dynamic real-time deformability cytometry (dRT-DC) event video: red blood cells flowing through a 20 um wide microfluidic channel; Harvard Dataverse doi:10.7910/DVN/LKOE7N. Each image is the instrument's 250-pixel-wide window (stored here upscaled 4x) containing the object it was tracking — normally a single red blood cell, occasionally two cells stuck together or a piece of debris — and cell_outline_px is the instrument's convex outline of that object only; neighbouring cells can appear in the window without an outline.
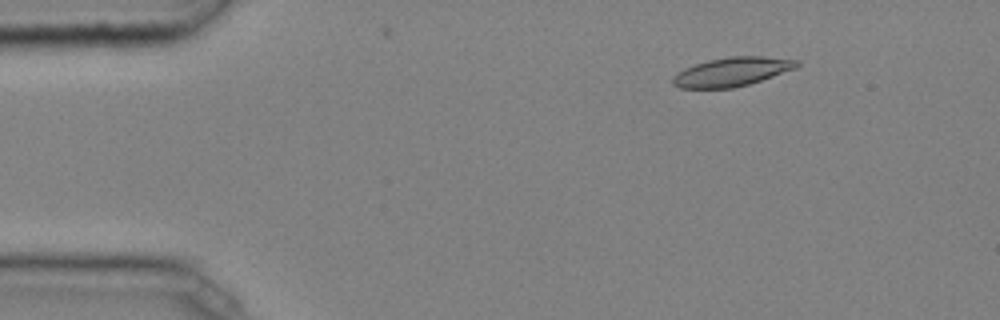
{"species": "common noctule bat (a hibernating species)", "species_latin": "Nyctalus noctula", "temperature_condition": "cold", "stored_images_in_passage": 4, "camera_frame_rate_fps": 3000, "um_per_image_px": 0.085, "animal": {"sex": "male", "body_mass_g": 20.4}, "frame": {"image": 1, "passage_image": 2, "time_ms": 0.333, "image_size_px": [1000, 320], "cell_outline_px": [[800, 64], [796, 68], [748, 84], [732, 88], [680, 88], [672, 84], [672, 76], [676, 72], [684, 68], [708, 60], [728, 56], [764, 56], [800, 60]], "centroid_in_image_um": [62.19, 6.09], "position_along_channel_um": 22.8, "area_um2": 20.92}}